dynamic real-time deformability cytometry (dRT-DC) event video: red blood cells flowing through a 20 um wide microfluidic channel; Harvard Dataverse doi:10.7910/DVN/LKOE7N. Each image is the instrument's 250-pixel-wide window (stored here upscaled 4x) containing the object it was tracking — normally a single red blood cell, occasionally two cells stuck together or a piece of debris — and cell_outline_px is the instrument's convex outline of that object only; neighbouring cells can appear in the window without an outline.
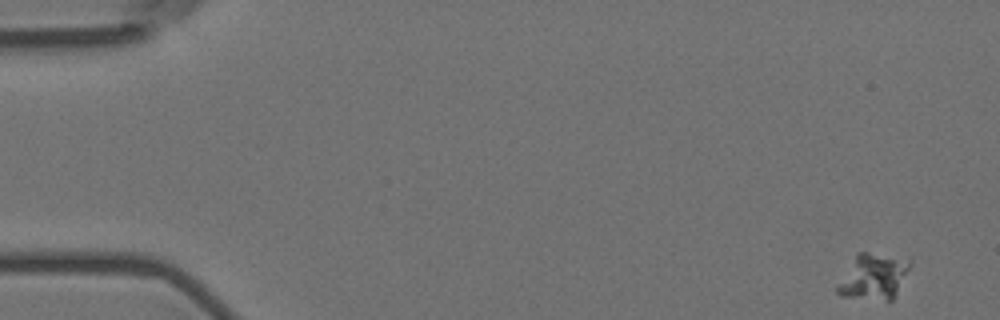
{"species": "Egyptian fruit bat (a non-hibernating species)", "species_latin": "Rousettus aegyptiacus", "temperature_condition": "room temperature", "stored_images_in_passage": 58, "camera_frame_rate_fps": 3000, "um_per_image_px": 0.085, "animal": {"sex": "female"}, "frame": {"image": 1, "passage_image": 1, "time_ms": 0.0, "image_size_px": [1000, 320], "cell_outline_px": [[912, 264], [892, 300], [888, 304], [840, 296], [836, 292], [836, 284], [856, 252], [868, 252], [912, 260]], "centroid_in_image_um": [74.2, 23.57], "position_along_channel_um": 10.8, "area_um2": 20.06}}
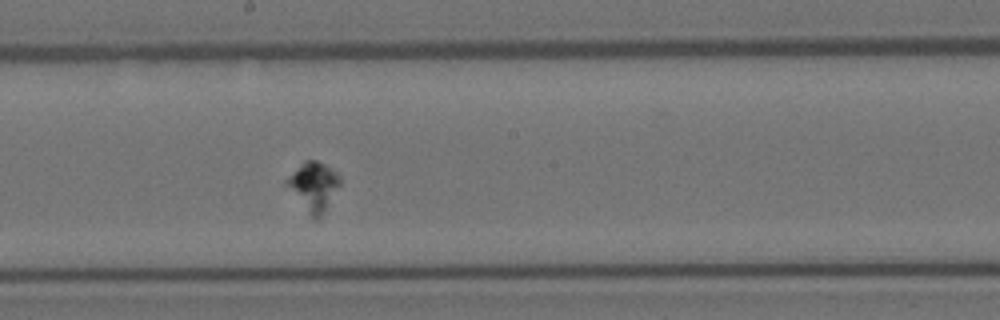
{"frame": {"image": 2, "passage_image": 31, "time_ms": 10.0, "image_size_px": [1000, 320], "cell_outline_px": [[340, 184], [324, 212], [320, 216], [312, 216], [308, 212], [284, 184], [284, 180], [304, 160], [316, 160], [324, 164], [336, 172], [340, 176]], "centroid_in_image_um": [26.63, 15.79], "position_along_channel_um": 221.6, "area_um2": 14.68}}
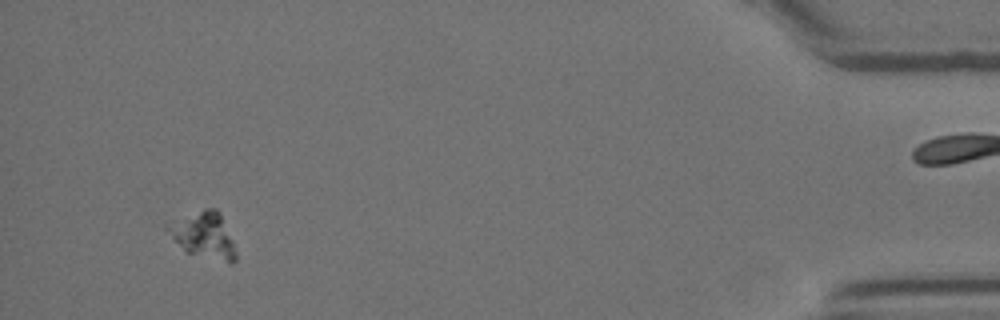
{"frame": {"image": 3, "passage_image": 54, "time_ms": 17.667, "image_size_px": [1000, 320], "cell_outline_px": [[236, 260], [232, 264], [184, 252], [164, 228], [164, 224], [172, 220], [204, 208], [216, 208], [220, 212], [232, 240], [236, 252]], "centroid_in_image_um": [17.29, 19.99], "position_along_channel_um": 417.9, "area_um2": 18.61}}